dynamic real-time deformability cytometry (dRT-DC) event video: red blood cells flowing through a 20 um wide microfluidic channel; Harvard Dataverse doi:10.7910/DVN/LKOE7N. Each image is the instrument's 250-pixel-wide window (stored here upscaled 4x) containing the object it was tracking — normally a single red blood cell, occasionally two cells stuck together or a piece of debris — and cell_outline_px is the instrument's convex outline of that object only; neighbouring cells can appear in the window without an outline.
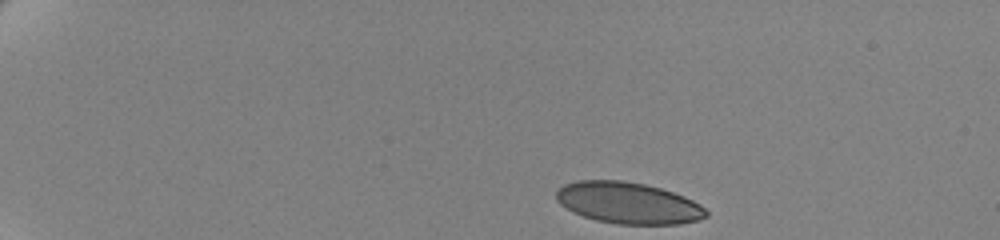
{"species": "human", "species_latin": "Homo sapiens", "temperature_condition": "cold", "stored_images_in_passage": 49, "camera_frame_rate_fps": 3000, "um_per_image_px": 0.085, "donor": {"sex": "female"}, "frame": {"image": 1, "passage_image": 1, "time_ms": 0.0, "image_size_px": [1000, 240], "cell_outline_px": [[708, 216], [696, 220], [680, 224], [616, 224], [596, 220], [572, 212], [560, 204], [556, 200], [556, 192], [564, 184], [576, 180], [620, 180], [644, 184], [660, 188], [684, 196], [700, 204], [708, 212]], "centroid_in_image_um": [53.37, 17.25], "position_along_channel_um": 31.6, "area_um2": 36.18}}
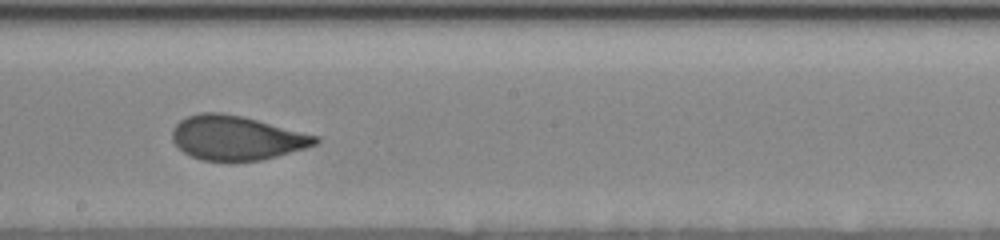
{"frame": {"image": 2, "passage_image": 27, "time_ms": 8.667, "image_size_px": [1000, 240], "cell_outline_px": [[320, 140], [316, 144], [304, 148], [276, 156], [260, 160], [236, 164], [232, 164], [200, 160], [184, 152], [172, 140], [172, 128], [180, 120], [188, 116], [200, 112], [220, 112], [244, 116], [320, 136]], "centroid_in_image_um": [20.09, 11.74], "position_along_channel_um": 228.1, "area_um2": 37.74}}
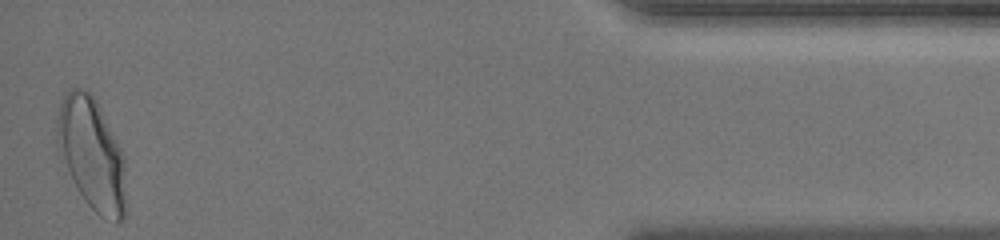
{"frame": {"image": 3, "passage_image": 49, "time_ms": 16.0, "image_size_px": [1000, 240], "cell_outline_px": [[124, 220], [120, 224], [116, 224], [100, 216], [84, 200], [60, 160], [56, 148], [56, 120], [60, 104], [64, 96], [72, 88], [80, 88], [88, 92], [96, 100], [124, 156]], "centroid_in_image_um": [7.75, 13.12], "position_along_channel_um": 427.4, "area_um2": 44.85}, "authors_computed_cell_mechanics": {"area_um2": 37.7434, "velocity_mm_per_s": 3.4735, "shape_relaxation_time_tau1_ms": 4.8444, "shape_relaxation_time_tau2_ms": null, "deformation_change_tau1": 0.1427, "deformation_change_tau2": null}}